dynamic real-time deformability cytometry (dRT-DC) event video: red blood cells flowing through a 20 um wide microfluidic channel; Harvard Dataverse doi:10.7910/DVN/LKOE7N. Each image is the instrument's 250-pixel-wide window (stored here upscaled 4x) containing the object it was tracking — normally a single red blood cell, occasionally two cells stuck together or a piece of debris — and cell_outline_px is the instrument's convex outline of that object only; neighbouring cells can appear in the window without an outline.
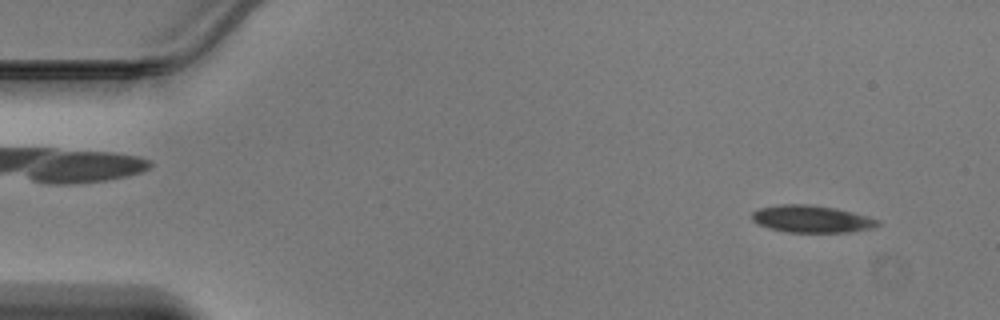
{"species": "Egyptian fruit bat (a non-hibernating species)", "species_latin": "Rousettus aegyptiacus", "temperature_condition": "warm", "stored_images_in_passage": 45, "camera_frame_rate_fps": 3000, "um_per_image_px": 0.085, "animal": {"sex": "male"}, "frame": {"image": 1, "passage_image": 3, "time_ms": 0.667, "image_size_px": [1000, 320], "cell_outline_px": [[880, 224], [872, 228], [848, 232], [788, 232], [768, 228], [756, 224], [752, 220], [752, 212], [760, 208], [776, 204], [808, 204], [836, 208], [868, 216], [880, 220]], "centroid_in_image_um": [68.97, 18.61], "position_along_channel_um": 16.0, "area_um2": 20.06}}
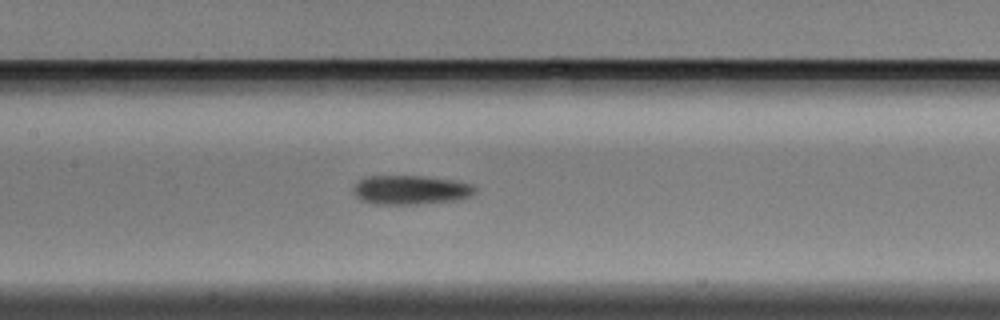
{"frame": {"image": 2, "passage_image": 21, "time_ms": 6.667, "image_size_px": [1000, 320], "cell_outline_px": [[476, 192], [472, 196], [460, 200], [420, 204], [376, 204], [360, 200], [352, 192], [352, 188], [360, 180], [368, 176], [424, 176], [456, 180], [472, 184], [476, 188]], "centroid_in_image_um": [34.95, 16.15], "position_along_channel_um": 172.5, "area_um2": 20.98}}
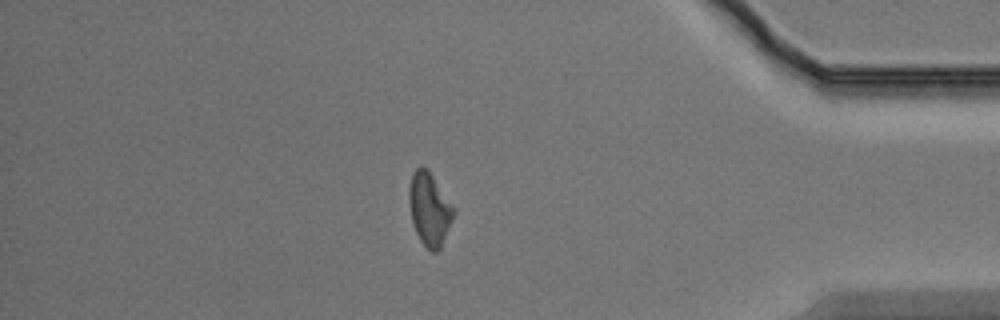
{"frame": {"image": 3, "passage_image": 39, "time_ms": 12.667, "image_size_px": [1000, 320], "cell_outline_px": [[456, 212], [440, 248], [436, 252], [432, 252], [420, 240], [416, 232], [412, 220], [408, 200], [408, 188], [412, 172], [416, 168], [428, 168], [456, 208]], "centroid_in_image_um": [36.52, 17.73], "position_along_channel_um": 398.7, "area_um2": 19.13}}